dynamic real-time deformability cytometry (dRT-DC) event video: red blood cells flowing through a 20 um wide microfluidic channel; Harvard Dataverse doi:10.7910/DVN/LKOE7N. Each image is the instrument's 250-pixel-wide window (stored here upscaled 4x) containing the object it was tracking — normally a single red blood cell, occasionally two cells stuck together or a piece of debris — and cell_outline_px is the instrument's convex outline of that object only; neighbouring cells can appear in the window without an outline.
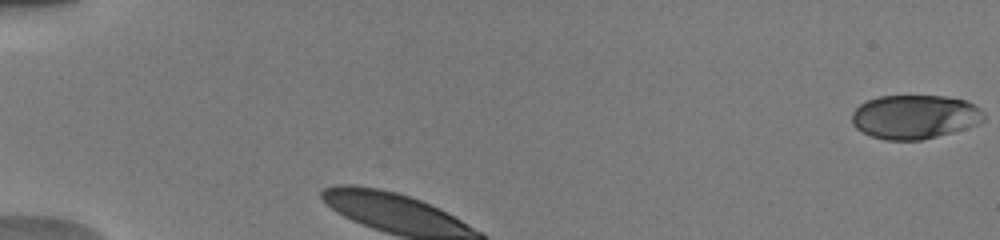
{"species": "human", "species_latin": "Homo sapiens", "temperature_condition": "warm", "stored_images_in_passage": 7, "camera_frame_rate_fps": 3000, "um_per_image_px": 0.085, "donor": {"sex": "male"}, "frame": {"image": 1, "passage_image": 1, "time_ms": 0.0, "image_size_px": [1000, 240], "cell_outline_px": [[984, 120], [976, 124], [952, 132], [920, 140], [884, 140], [872, 136], [856, 128], [852, 124], [852, 112], [860, 104], [868, 100], [880, 96], [944, 96], [968, 100], [980, 108], [984, 112]], "centroid_in_image_um": [77.75, 9.92], "position_along_channel_um": 7.2, "area_um2": 33.76}}
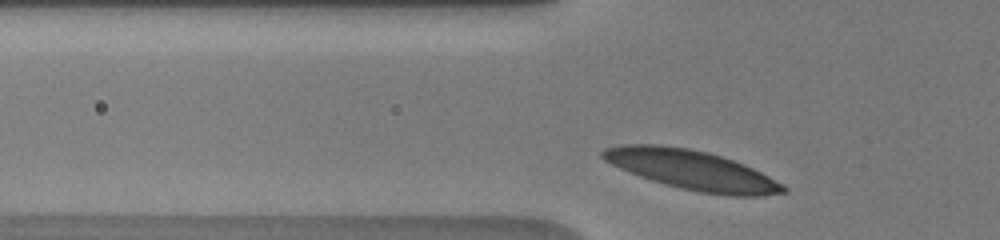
{"frame": {"image": 2, "passage_image": 3, "time_ms": 1.0, "image_size_px": [1000, 240], "cell_outline_px": [[788, 192], [760, 196], [732, 196], [700, 192], [652, 180], [628, 172], [604, 160], [600, 156], [600, 152], [604, 148], [620, 144], [656, 144], [688, 148], [708, 152], [744, 164], [784, 184], [788, 188]], "centroid_in_image_um": [58.81, 14.44], "position_along_channel_um": 67.0, "area_um2": 41.27}}
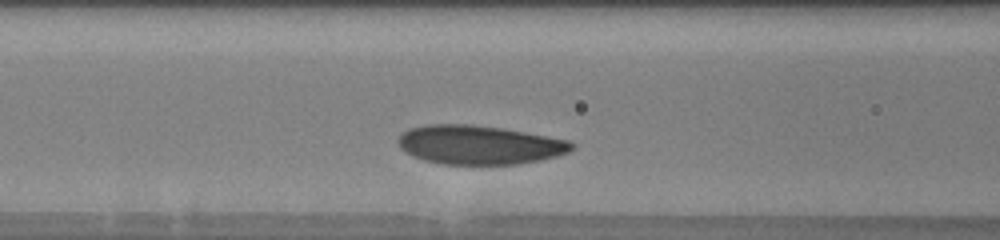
{"frame": {"image": 3, "passage_image": 6, "time_ms": 2.667, "image_size_px": [1000, 240], "cell_outline_px": [[576, 144], [568, 152], [556, 156], [540, 160], [516, 164], [440, 164], [424, 160], [412, 156], [404, 152], [400, 148], [396, 140], [408, 128], [428, 124], [472, 124], [504, 128], [568, 140]], "centroid_in_image_um": [40.7, 12.3], "position_along_channel_um": 125.9, "area_um2": 39.59}}